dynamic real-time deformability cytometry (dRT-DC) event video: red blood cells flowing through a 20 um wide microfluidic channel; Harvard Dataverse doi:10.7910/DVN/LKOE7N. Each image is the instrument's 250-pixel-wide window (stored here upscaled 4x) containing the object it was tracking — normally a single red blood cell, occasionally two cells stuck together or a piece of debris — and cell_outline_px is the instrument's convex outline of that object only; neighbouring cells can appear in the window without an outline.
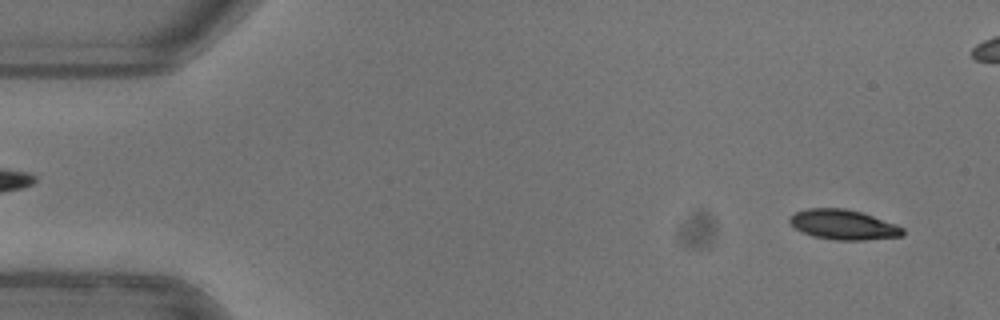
{"species": "common noctule bat (a hibernating species)", "species_latin": "Nyctalus noctula", "temperature_condition": "warm", "stored_images_in_passage": 52, "camera_frame_rate_fps": 3000, "um_per_image_px": 0.085, "animal": {"sex": "female"}, "frame": {"image": 1, "passage_image": 3, "time_ms": 0.667, "image_size_px": [1000, 320], "cell_outline_px": [[904, 236], [864, 240], [836, 240], [812, 236], [796, 228], [788, 220], [796, 212], [808, 208], [844, 208], [860, 212], [896, 224], [904, 228]], "centroid_in_image_um": [71.72, 19.1], "position_along_channel_um": 13.3, "area_um2": 19.54}}
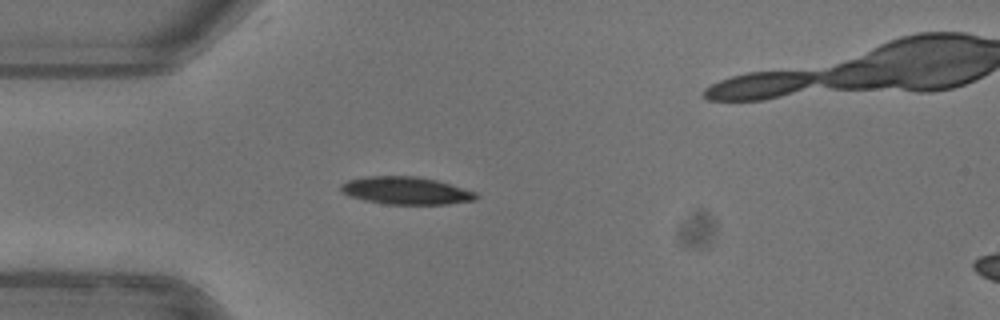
{"frame": {"image": 2, "passage_image": 14, "time_ms": 4.333, "image_size_px": [1000, 320], "cell_outline_px": [[480, 196], [476, 200], [448, 204], [388, 204], [364, 200], [352, 196], [344, 192], [340, 188], [340, 184], [348, 180], [364, 176], [416, 176], [436, 180], [476, 192]], "centroid_in_image_um": [34.54, 16.2], "position_along_channel_um": 50.5, "area_um2": 21.62}}
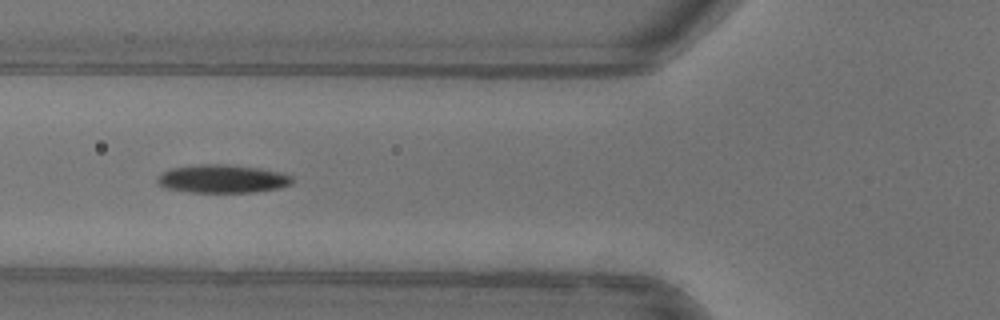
{"frame": {"image": 3, "passage_image": 19, "time_ms": 6.0, "image_size_px": [1000, 320], "cell_outline_px": [[292, 184], [280, 188], [256, 192], [192, 192], [168, 188], [160, 184], [156, 180], [160, 172], [172, 168], [200, 164], [228, 164], [260, 168], [280, 172], [292, 176]], "centroid_in_image_um": [18.93, 15.19], "position_along_channel_um": 106.9, "area_um2": 22.2}, "authors_computed_cell_mechanics": {"area_um2": 21.2415, "velocity_mm_per_s": 3.9856, "shape_relaxation_time_tau1_ms": 4.1455, "shape_relaxation_time_tau2_ms": null, "deformation_change_tau1": 0.1723, "deformation_change_tau2": null}}